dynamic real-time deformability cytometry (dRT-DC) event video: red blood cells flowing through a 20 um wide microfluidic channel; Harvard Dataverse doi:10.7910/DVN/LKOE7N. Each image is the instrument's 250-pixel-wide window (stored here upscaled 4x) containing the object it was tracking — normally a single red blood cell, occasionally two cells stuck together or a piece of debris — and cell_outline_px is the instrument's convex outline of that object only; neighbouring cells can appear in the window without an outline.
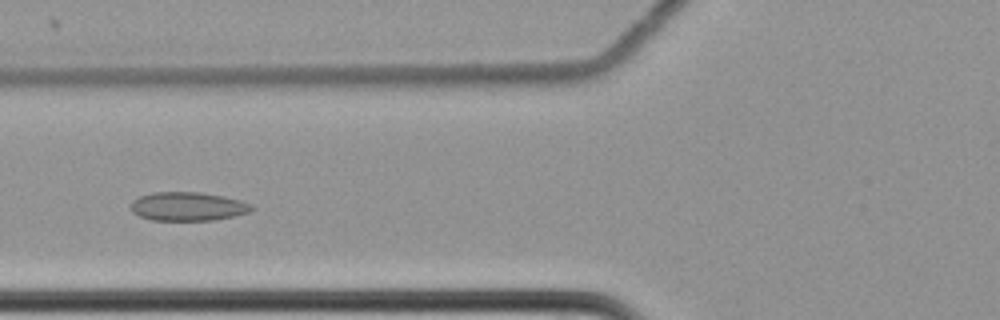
{"species": "common noctule bat (a hibernating species)", "species_latin": "Nyctalus noctula", "temperature_condition": "cold", "stored_images_in_passage": 59, "camera_frame_rate_fps": 3000, "um_per_image_px": 0.085, "animal": {"sex": "female", "body_mass_g": 22.7, "forearm_length_mm": 54.2}, "frame": {"image": 1, "passage_image": 23, "time_ms": 7.333, "image_size_px": [1000, 320], "cell_outline_px": [[252, 208], [248, 212], [232, 216], [212, 220], [152, 220], [140, 216], [132, 212], [132, 200], [140, 196], [152, 192], [196, 192], [224, 196], [240, 200], [252, 204]], "centroid_in_image_um": [15.94, 17.54], "position_along_channel_um": 109.9, "area_um2": 20.0}}
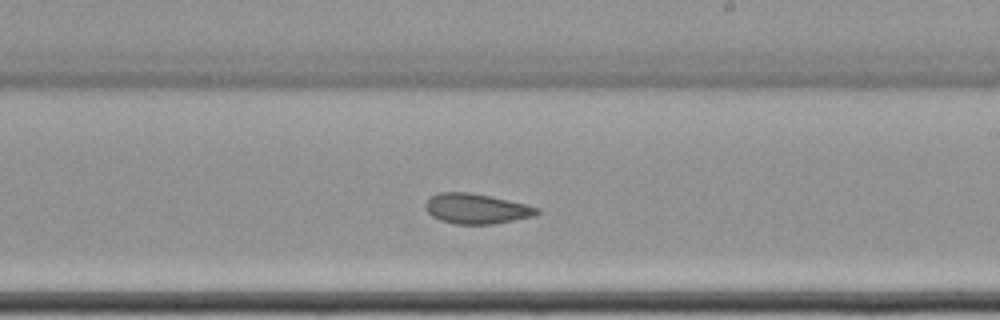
{"frame": {"image": 2, "passage_image": 35, "time_ms": 11.333, "image_size_px": [1000, 320], "cell_outline_px": [[540, 212], [536, 216], [492, 224], [456, 224], [440, 220], [432, 216], [428, 212], [424, 204], [432, 196], [440, 192], [468, 192], [488, 196], [524, 204], [540, 208]], "centroid_in_image_um": [40.5, 17.75], "position_along_channel_um": 248.5, "area_um2": 19.36}}
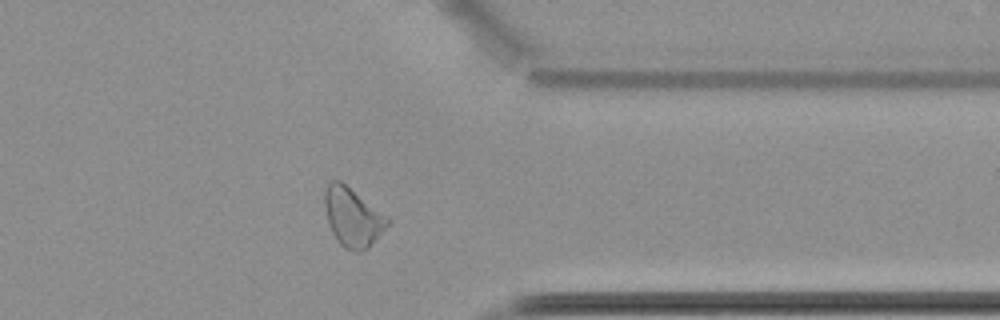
{"frame": {"image": 3, "passage_image": 47, "time_ms": 15.333, "image_size_px": [1000, 320], "cell_outline_px": [[392, 220], [368, 248], [360, 252], [352, 252], [344, 248], [336, 240], [328, 224], [324, 208], [324, 192], [328, 184], [332, 180], [340, 180], [388, 216]], "centroid_in_image_um": [29.97, 18.47], "position_along_channel_um": 381.4, "area_um2": 21.73}, "authors_computed_cell_mechanics": {"area_um2": 21.675, "velocity_mm_per_s": 3.4671, "shape_relaxation_time_tau1_ms": null, "shape_relaxation_time_tau2_ms": 2.393, "deformation_change_tau1": null, "deformation_change_tau2": 0.0847}}